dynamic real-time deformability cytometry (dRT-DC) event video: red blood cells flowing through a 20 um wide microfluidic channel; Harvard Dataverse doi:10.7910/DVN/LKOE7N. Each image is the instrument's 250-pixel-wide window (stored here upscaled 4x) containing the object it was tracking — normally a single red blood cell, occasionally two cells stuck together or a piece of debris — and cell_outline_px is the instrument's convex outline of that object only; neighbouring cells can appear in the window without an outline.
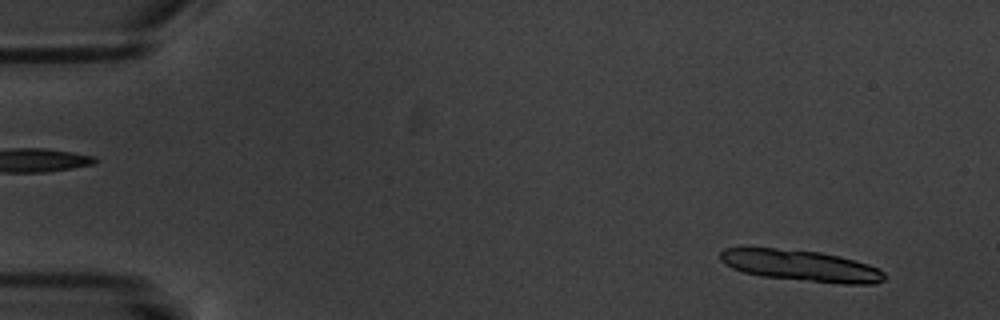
{"species": "common noctule bat (a hibernating species)", "species_latin": "Nyctalus noctula", "temperature_condition": "warm", "stored_images_in_passage": 2, "segment_of_instrument_passage": [2, 2], "camera_frame_rate_fps": 3000, "um_per_image_px": 0.085, "animal": {"sex": "male", "body_mass_g": 20.1, "forearm_length_mm": 53.5}, "frame": {"image": 1, "passage_image": 2, "time_ms": 2.0, "image_size_px": [1000, 320], "cell_outline_px": [[888, 276], [884, 280], [876, 284], [844, 284], [760, 276], [744, 272], [732, 268], [724, 264], [720, 260], [720, 252], [724, 248], [776, 248], [820, 252], [840, 256], [868, 264], [880, 268]], "centroid_in_image_um": [68.12, 22.59], "position_along_channel_um": 16.9, "area_um2": 30.0}}